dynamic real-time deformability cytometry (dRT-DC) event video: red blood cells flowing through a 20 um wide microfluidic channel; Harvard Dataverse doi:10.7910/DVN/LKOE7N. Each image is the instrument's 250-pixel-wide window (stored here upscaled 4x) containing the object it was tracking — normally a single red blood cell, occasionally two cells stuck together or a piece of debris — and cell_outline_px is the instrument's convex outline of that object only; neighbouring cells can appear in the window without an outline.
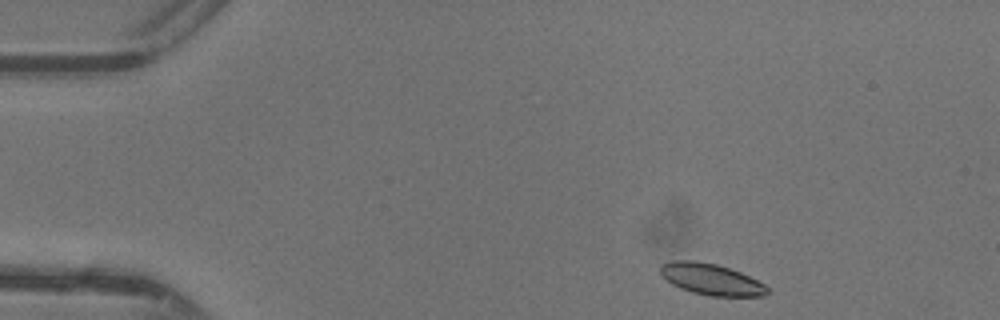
{"species": "common noctule bat (a hibernating species)", "species_latin": "Nyctalus noctula", "temperature_condition": "warm", "stored_images_in_passage": 41, "camera_frame_rate_fps": 3000, "um_per_image_px": 0.085, "animal": {"sex": "female"}, "frame": {"image": 1, "passage_image": 1, "time_ms": 0.0, "image_size_px": [1000, 320], "cell_outline_px": [[768, 292], [764, 296], [708, 296], [692, 292], [680, 288], [672, 284], [660, 272], [660, 264], [672, 260], [696, 260], [716, 264], [740, 272], [764, 284], [768, 288]], "centroid_in_image_um": [60.43, 23.73], "position_along_channel_um": 24.6, "area_um2": 19.42}}
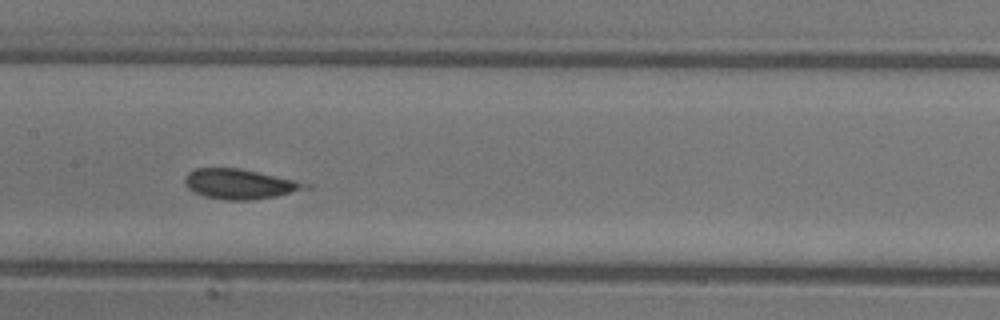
{"frame": {"image": 2, "passage_image": 18, "time_ms": 5.667, "image_size_px": [1000, 320], "cell_outline_px": [[312, 188], [276, 196], [252, 200], [224, 200], [204, 196], [188, 188], [184, 184], [184, 176], [188, 172], [196, 168], [240, 168], [296, 180], [312, 184]], "centroid_in_image_um": [20.4, 15.64], "position_along_channel_um": 187.0, "area_um2": 21.21}}
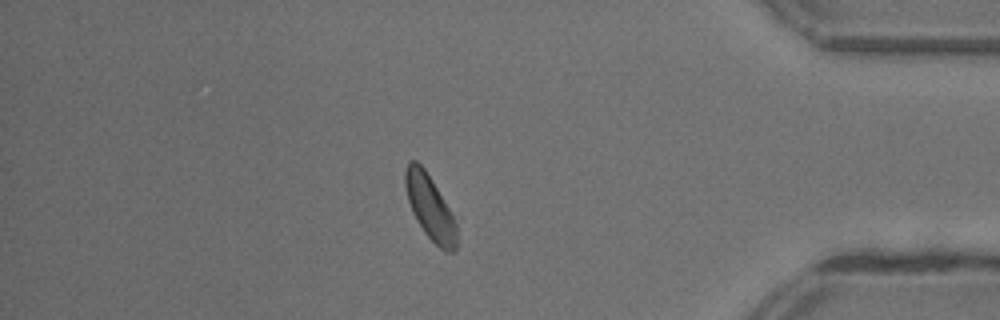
{"frame": {"image": 3, "passage_image": 35, "time_ms": 11.333, "image_size_px": [1000, 320], "cell_outline_px": [[456, 252], [444, 252], [424, 232], [416, 220], [412, 212], [408, 200], [404, 184], [404, 172], [408, 160], [416, 160], [424, 168], [432, 180], [448, 208], [456, 224]], "centroid_in_image_um": [36.51, 17.61], "position_along_channel_um": 398.7, "area_um2": 19.13}, "authors_computed_cell_mechanics": {"area_um2": 19.8832, "velocity_mm_per_s": 4.3661, "shape_relaxation_time_tau1_ms": null, "shape_relaxation_time_tau2_ms": 1.1758, "deformation_change_tau1": null, "deformation_change_tau2": 0.0906}}